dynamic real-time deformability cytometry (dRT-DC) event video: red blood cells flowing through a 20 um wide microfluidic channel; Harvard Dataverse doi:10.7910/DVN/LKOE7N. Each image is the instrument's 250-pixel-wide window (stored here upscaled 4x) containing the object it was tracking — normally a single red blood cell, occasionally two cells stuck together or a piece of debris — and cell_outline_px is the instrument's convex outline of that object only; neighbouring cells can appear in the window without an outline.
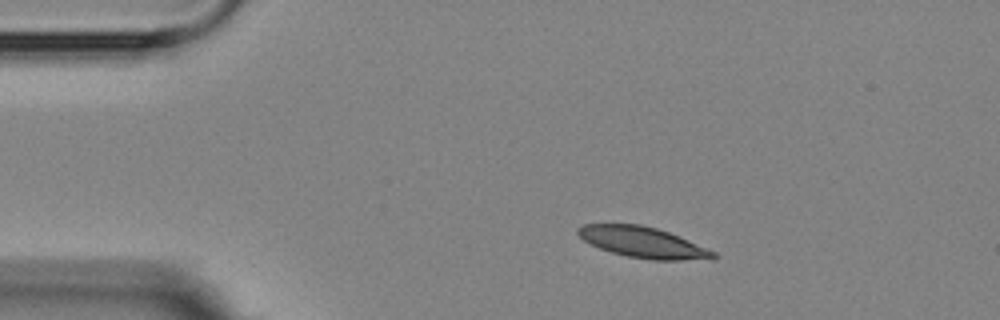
{"species": "Egyptian fruit bat (a non-hibernating species)", "species_latin": "Rousettus aegyptiacus", "temperature_condition": "room temperature", "stored_images_in_passage": 7, "camera_frame_rate_fps": 3000, "um_per_image_px": 0.085, "animal": {"sex": "female"}, "frame": {"image": 1, "passage_image": 2, "time_ms": 1.333, "image_size_px": [1000, 320], "cell_outline_px": [[720, 256], [712, 260], [652, 260], [628, 256], [612, 252], [600, 248], [584, 240], [576, 232], [576, 228], [584, 224], [640, 224], [656, 228], [668, 232], [688, 240], [716, 252]], "centroid_in_image_um": [54.7, 20.61], "position_along_channel_um": 30.3, "area_um2": 24.28}}
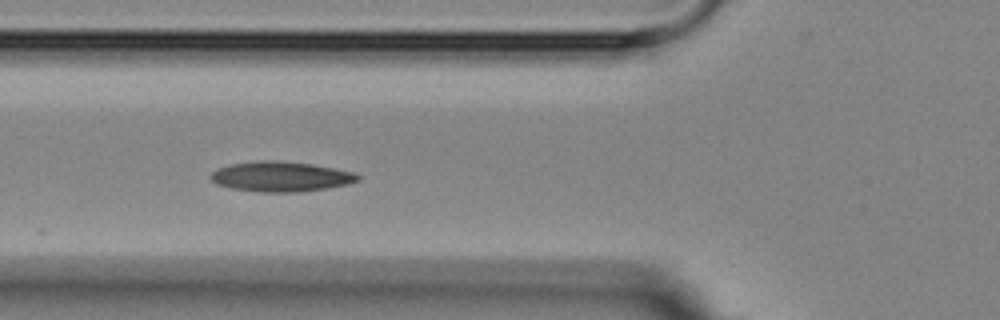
{"frame": {"image": 2, "passage_image": 5, "time_ms": 4.667, "image_size_px": [1000, 320], "cell_outline_px": [[360, 180], [348, 184], [300, 192], [260, 192], [232, 188], [216, 184], [208, 176], [216, 168], [228, 164], [260, 160], [276, 160], [312, 164], [352, 172], [360, 176]], "centroid_in_image_um": [23.81, 15.0], "position_along_channel_um": 102.0, "area_um2": 25.78}}
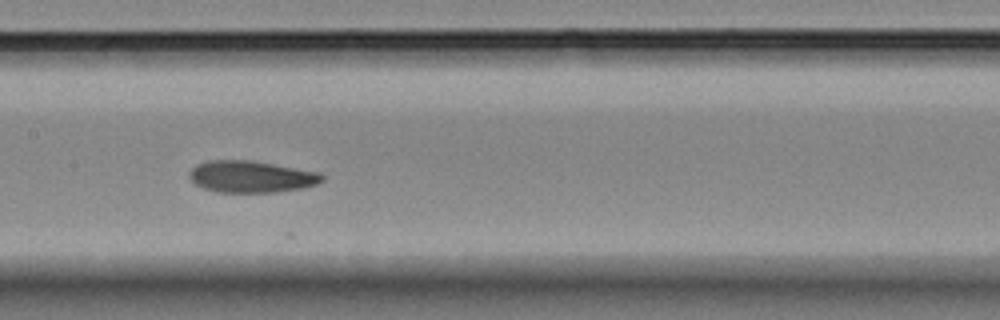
{"frame": {"image": 3, "passage_image": 7, "time_ms": 7.0, "image_size_px": [1000, 320], "cell_outline_px": [[324, 180], [316, 184], [304, 188], [276, 192], [216, 192], [204, 188], [196, 184], [188, 176], [192, 168], [196, 164], [208, 160], [248, 160], [320, 172], [324, 176]], "centroid_in_image_um": [21.36, 15.02], "position_along_channel_um": 186.0, "area_um2": 24.51}}